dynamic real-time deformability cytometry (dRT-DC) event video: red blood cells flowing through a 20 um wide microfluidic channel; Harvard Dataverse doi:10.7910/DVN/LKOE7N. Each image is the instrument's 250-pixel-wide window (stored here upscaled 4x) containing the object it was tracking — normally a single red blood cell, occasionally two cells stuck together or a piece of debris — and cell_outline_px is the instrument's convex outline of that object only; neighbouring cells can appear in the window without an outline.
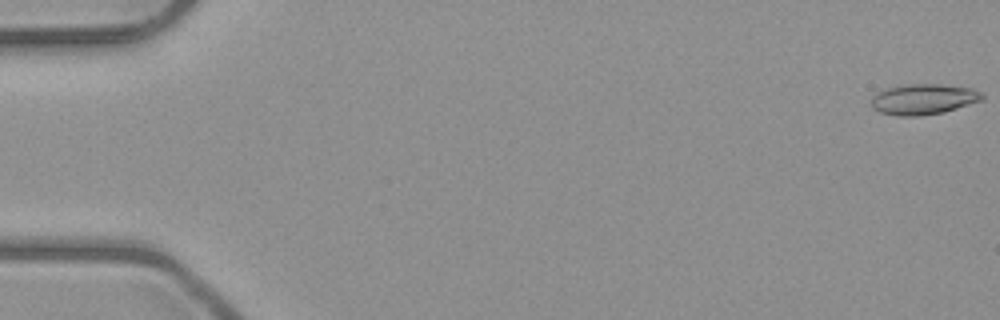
{"species": "common noctule bat (a hibernating species)", "species_latin": "Nyctalus noctula", "temperature_condition": "room temperature", "stored_images_in_passage": 52, "camera_frame_rate_fps": 3000, "um_per_image_px": 0.085, "animal": {"sex": "male", "body_mass_g": 23.1, "forearm_length_mm": 52.7}, "frame": {"image": 1, "passage_image": 1, "time_ms": 0.0, "image_size_px": [1000, 320], "cell_outline_px": [[984, 100], [944, 112], [920, 116], [896, 116], [880, 112], [872, 108], [872, 96], [876, 92], [888, 88], [904, 84], [944, 84], [972, 88], [980, 92], [984, 96]], "centroid_in_image_um": [78.5, 8.43], "position_along_channel_um": 6.5, "area_um2": 20.0}}
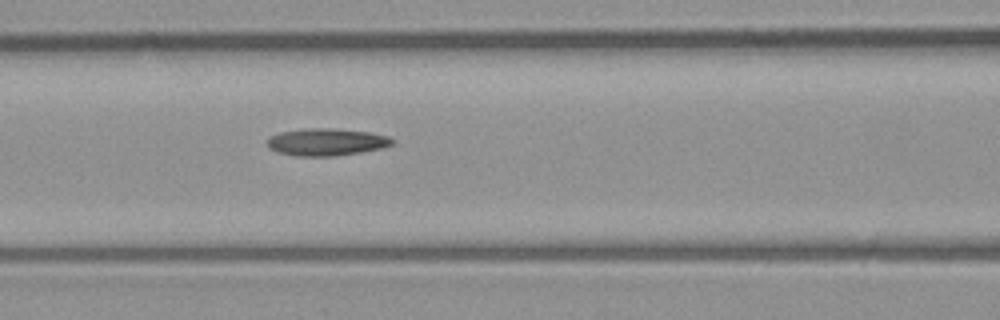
{"frame": {"image": 2, "passage_image": 23, "time_ms": 7.333, "image_size_px": [1000, 320], "cell_outline_px": [[392, 144], [380, 148], [360, 152], [336, 156], [296, 156], [280, 152], [268, 148], [268, 136], [280, 132], [304, 128], [332, 128], [368, 132], [388, 136], [392, 140]], "centroid_in_image_um": [27.7, 12.06], "position_along_channel_um": 138.9, "area_um2": 19.71}}
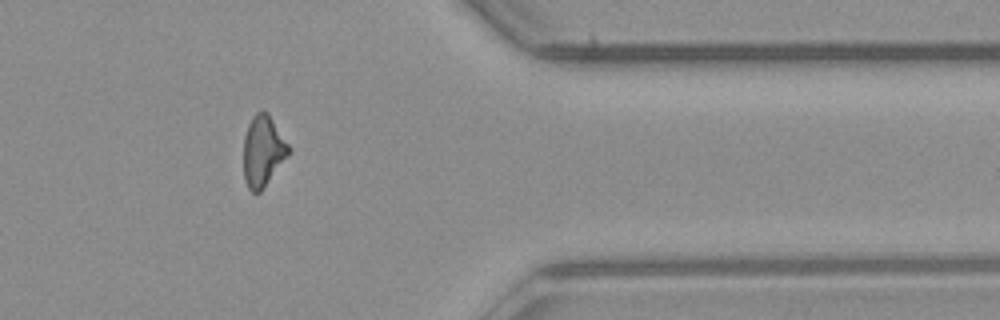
{"frame": {"image": 3, "passage_image": 43, "time_ms": 14.0, "image_size_px": [1000, 320], "cell_outline_px": [[292, 148], [288, 156], [260, 192], [252, 192], [248, 188], [244, 180], [244, 136], [248, 124], [252, 116], [256, 112], [264, 108], [268, 112]], "centroid_in_image_um": [22.36, 12.79], "position_along_channel_um": 389.0, "area_um2": 18.9}, "authors_computed_cell_mechanics": {"area_um2": 18.9295, "velocity_mm_per_s": 4.0355, "shape_relaxation_time_tau1_ms": null, "shape_relaxation_time_tau2_ms": 6.8907, "deformation_change_tau1": null, "deformation_change_tau2": 0.1937}}